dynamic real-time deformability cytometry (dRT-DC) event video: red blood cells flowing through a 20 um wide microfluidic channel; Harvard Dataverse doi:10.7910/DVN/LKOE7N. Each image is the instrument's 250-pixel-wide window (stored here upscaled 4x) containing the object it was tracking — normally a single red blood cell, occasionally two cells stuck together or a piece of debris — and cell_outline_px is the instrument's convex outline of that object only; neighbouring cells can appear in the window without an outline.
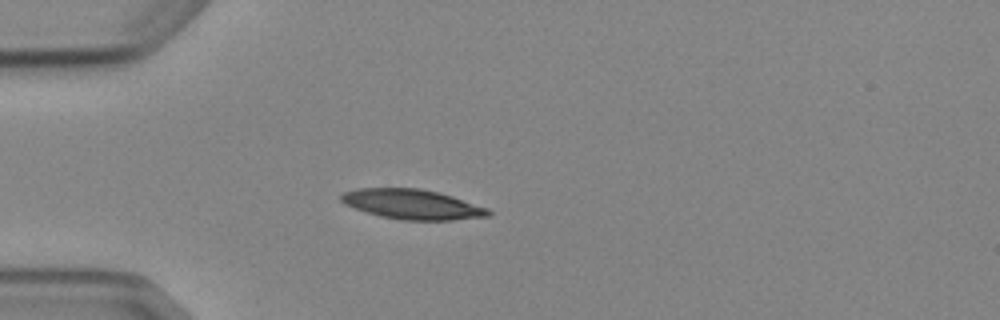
{"species": "Egyptian fruit bat (a non-hibernating species)", "species_latin": "Rousettus aegyptiacus", "temperature_condition": "cold", "stored_images_in_passage": 5, "camera_frame_rate_fps": 3000, "um_per_image_px": 0.085, "animal": {"sex": "female"}, "frame": {"image": 1, "passage_image": 4, "time_ms": 3.667, "image_size_px": [1000, 320], "cell_outline_px": [[492, 212], [488, 216], [452, 220], [400, 220], [380, 216], [344, 204], [340, 200], [340, 196], [344, 192], [356, 188], [420, 188], [440, 192], [488, 208]], "centroid_in_image_um": [35.04, 17.36], "position_along_channel_um": 50.0, "area_um2": 25.61}}